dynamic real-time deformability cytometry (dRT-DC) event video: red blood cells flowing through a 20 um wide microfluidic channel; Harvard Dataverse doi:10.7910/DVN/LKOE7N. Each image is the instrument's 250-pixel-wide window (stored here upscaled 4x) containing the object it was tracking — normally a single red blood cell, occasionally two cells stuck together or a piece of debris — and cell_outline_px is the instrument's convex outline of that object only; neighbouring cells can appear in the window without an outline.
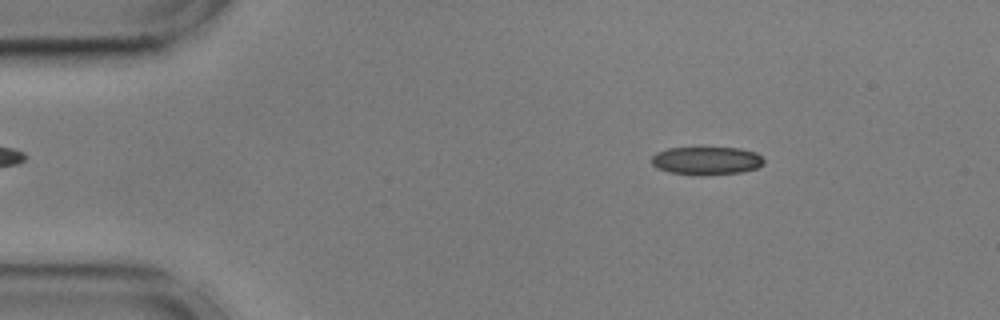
{"species": "common noctule bat (a hibernating species)", "species_latin": "Nyctalus noctula", "temperature_condition": "cold", "stored_images_in_passage": 55, "camera_frame_rate_fps": 3000, "um_per_image_px": 0.085, "animal": {"sex": "male", "body_mass_g": 17.9, "forearm_length_mm": 54.2}, "frame": {"image": 1, "passage_image": 8, "time_ms": 2.333, "image_size_px": [1000, 320], "cell_outline_px": [[764, 164], [756, 168], [740, 172], [704, 176], [700, 176], [668, 172], [656, 168], [652, 164], [652, 156], [656, 152], [668, 148], [740, 148], [756, 152], [764, 160]], "centroid_in_image_um": [60.03, 13.67], "position_along_channel_um": 25.0, "area_um2": 18.55}}
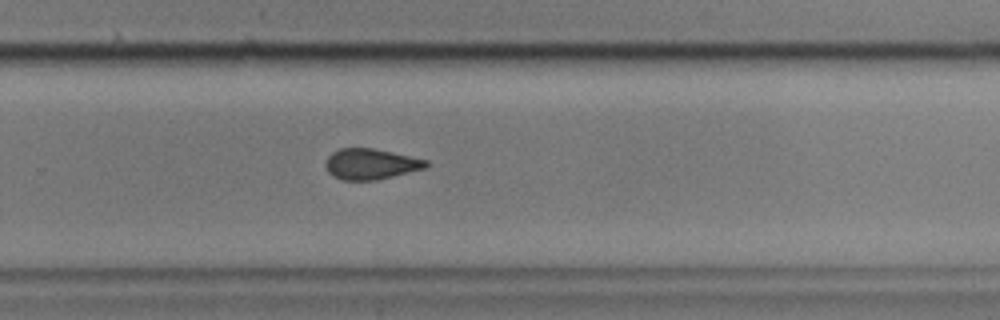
{"frame": {"image": 2, "passage_image": 36, "time_ms": 11.667, "image_size_px": [1000, 320], "cell_outline_px": [[428, 164], [424, 168], [376, 180], [340, 180], [332, 176], [328, 172], [324, 164], [328, 156], [332, 152], [340, 148], [372, 148], [392, 152], [428, 160]], "centroid_in_image_um": [31.46, 13.94], "position_along_channel_um": 298.3, "area_um2": 17.92}}
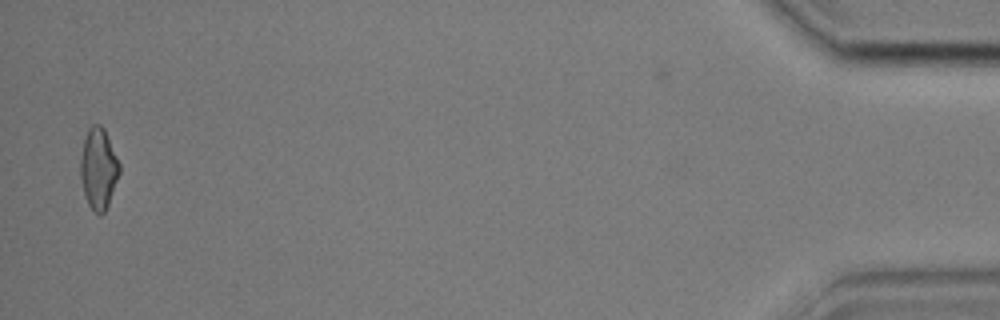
{"frame": {"image": 3, "passage_image": 54, "time_ms": 17.667, "image_size_px": [1000, 320], "cell_outline_px": [[120, 172], [108, 204], [104, 212], [100, 216], [88, 204], [84, 192], [80, 176], [80, 160], [84, 140], [88, 128], [92, 124], [100, 124], [104, 128], [120, 164]], "centroid_in_image_um": [8.37, 14.31], "position_along_channel_um": 426.8, "area_um2": 18.21}, "authors_computed_cell_mechanics": {"area_um2": 18.4382, "velocity_mm_per_s": 3.6012, "shape_relaxation_time_tau1_ms": 9.3483, "shape_relaxation_time_tau2_ms": 2.9402, "deformation_change_tau1": 0.1604, "deformation_change_tau2": 0.084}}